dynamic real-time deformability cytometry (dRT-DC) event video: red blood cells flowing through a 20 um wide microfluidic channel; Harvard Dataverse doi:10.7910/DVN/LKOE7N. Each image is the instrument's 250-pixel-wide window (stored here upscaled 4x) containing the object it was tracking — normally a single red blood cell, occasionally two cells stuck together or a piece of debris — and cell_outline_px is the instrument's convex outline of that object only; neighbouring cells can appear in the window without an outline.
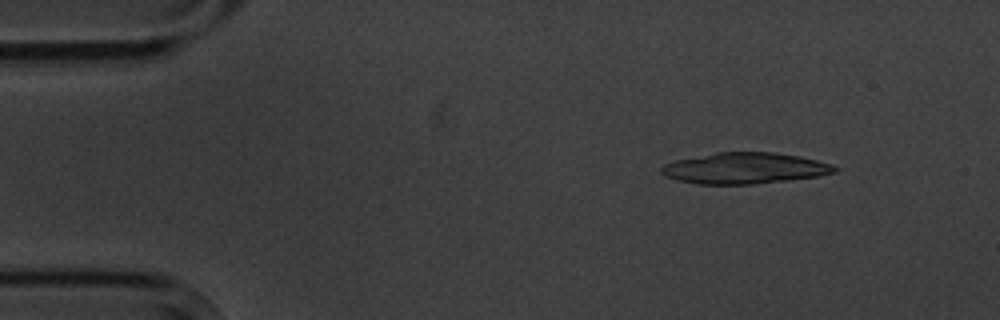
{"species": "common noctule bat (a hibernating species)", "species_latin": "Nyctalus noctula", "temperature_condition": "cold", "stored_images_in_passage": 4, "camera_frame_rate_fps": 3000, "um_per_image_px": 0.085, "animal": {"sex": "male", "body_mass_g": 20.1, "forearm_length_mm": 53.5}, "frame": {"image": 1, "passage_image": 2, "time_ms": 1.333, "image_size_px": [1000, 320], "cell_outline_px": [[840, 168], [836, 172], [820, 176], [788, 180], [752, 184], [700, 184], [676, 180], [664, 176], [660, 172], [660, 168], [664, 164], [676, 160], [716, 152], [772, 152], [800, 156], [832, 164]], "centroid_in_image_um": [63.31, 14.3], "position_along_channel_um": 21.7, "area_um2": 31.5}}